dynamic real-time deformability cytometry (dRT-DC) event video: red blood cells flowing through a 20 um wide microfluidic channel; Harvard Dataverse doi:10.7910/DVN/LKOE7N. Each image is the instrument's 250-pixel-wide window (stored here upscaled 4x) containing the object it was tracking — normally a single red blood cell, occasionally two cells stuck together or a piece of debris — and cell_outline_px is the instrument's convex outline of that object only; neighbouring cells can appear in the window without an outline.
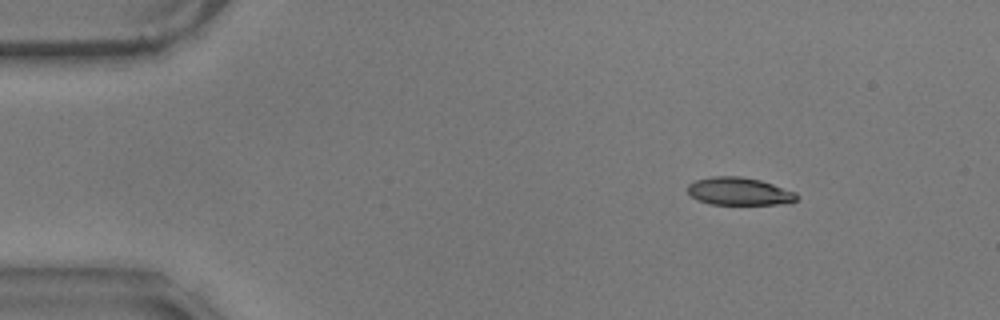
{"species": "common noctule bat (a hibernating species)", "species_latin": "Nyctalus noctula", "temperature_condition": "warm", "stored_images_in_passage": 51, "camera_frame_rate_fps": 3000, "um_per_image_px": 0.085, "animal": {"sex": "male", "body_mass_g": 17.9}, "frame": {"image": 1, "passage_image": 2, "time_ms": 0.333, "image_size_px": [1000, 320], "cell_outline_px": [[800, 196], [796, 200], [780, 204], [712, 204], [700, 200], [692, 196], [688, 192], [688, 184], [696, 180], [712, 176], [740, 176], [760, 180], [796, 192]], "centroid_in_image_um": [62.84, 16.25], "position_along_channel_um": 22.2, "area_um2": 17.46}}
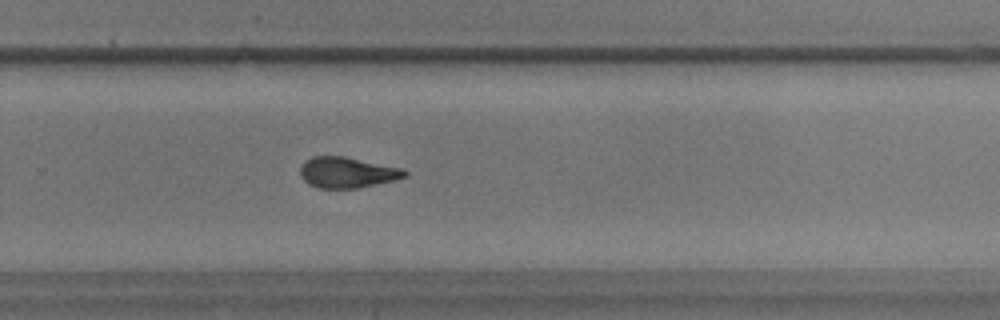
{"frame": {"image": 2, "passage_image": 32, "time_ms": 10.333, "image_size_px": [1000, 320], "cell_outline_px": [[408, 176], [396, 180], [356, 188], [320, 188], [308, 184], [300, 176], [300, 168], [304, 160], [312, 156], [344, 156], [404, 168], [408, 172]], "centroid_in_image_um": [29.53, 14.65], "position_along_channel_um": 300.3, "area_um2": 18.96}}
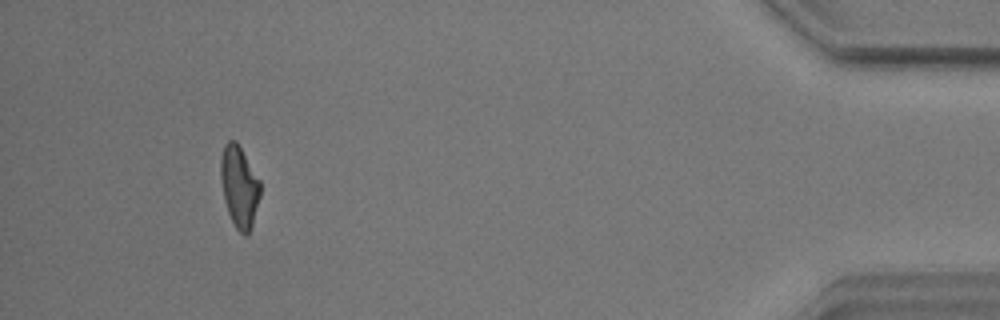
{"frame": {"image": 3, "passage_image": 47, "time_ms": 15.333, "image_size_px": [1000, 320], "cell_outline_px": [[260, 196], [252, 224], [248, 236], [244, 236], [236, 228], [228, 212], [224, 200], [220, 180], [220, 156], [224, 144], [228, 140], [236, 140], [260, 180]], "centroid_in_image_um": [20.32, 15.84], "position_along_channel_um": 414.9, "area_um2": 18.9}, "authors_computed_cell_mechanics": {"area_um2": 19.074, "velocity_mm_per_s": 3.5828, "shape_relaxation_time_tau1_ms": 5.7132, "shape_relaxation_time_tau2_ms": 2.4476, "deformation_change_tau1": 0.1973, "deformation_change_tau2": 0.1056}}